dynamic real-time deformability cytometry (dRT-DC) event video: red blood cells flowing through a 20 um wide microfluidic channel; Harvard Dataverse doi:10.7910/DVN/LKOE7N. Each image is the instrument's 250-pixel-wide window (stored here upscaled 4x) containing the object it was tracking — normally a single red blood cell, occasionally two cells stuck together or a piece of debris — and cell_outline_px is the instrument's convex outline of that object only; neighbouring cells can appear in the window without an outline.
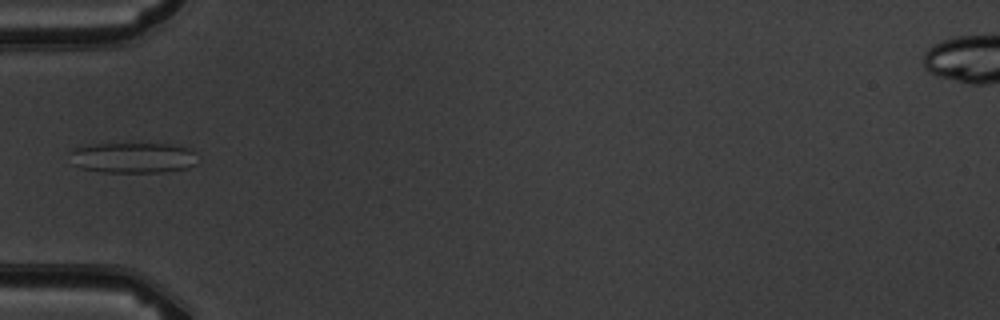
{"species": "common noctule bat (a hibernating species)", "species_latin": "Nyctalus noctula", "temperature_condition": "warm", "stored_images_in_passage": 7, "camera_frame_rate_fps": 3000, "um_per_image_px": 0.085, "animal": {"sex": "male", "body_mass_g": 19.5, "forearm_length_mm": 54.6}, "frame": {"image": 1, "passage_image": 6, "time_ms": 6.0, "image_size_px": [1000, 320], "cell_outline_px": [[200, 160], [196, 164], [188, 168], [160, 172], [100, 172], [80, 168], [72, 164], [68, 152], [68, 148], [96, 144], [172, 144], [188, 148], [196, 152]], "centroid_in_image_um": [11.29, 13.4], "position_along_channel_um": 73.7, "area_um2": 23.29}}
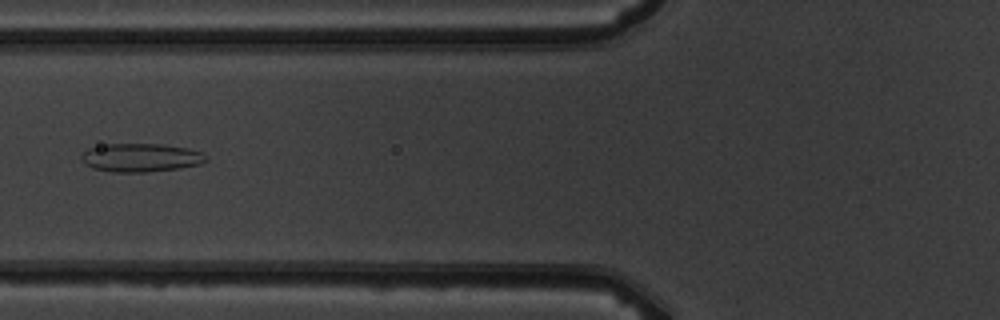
{"frame": {"image": 2, "passage_image": 7, "time_ms": 7.0, "image_size_px": [1000, 320], "cell_outline_px": [[208, 160], [200, 164], [180, 168], [144, 172], [112, 172], [92, 168], [84, 164], [80, 160], [80, 156], [88, 148], [108, 144], [164, 144], [188, 148], [200, 152], [208, 156]], "centroid_in_image_um": [11.96, 13.4], "position_along_channel_um": 113.8, "area_um2": 20.81}}